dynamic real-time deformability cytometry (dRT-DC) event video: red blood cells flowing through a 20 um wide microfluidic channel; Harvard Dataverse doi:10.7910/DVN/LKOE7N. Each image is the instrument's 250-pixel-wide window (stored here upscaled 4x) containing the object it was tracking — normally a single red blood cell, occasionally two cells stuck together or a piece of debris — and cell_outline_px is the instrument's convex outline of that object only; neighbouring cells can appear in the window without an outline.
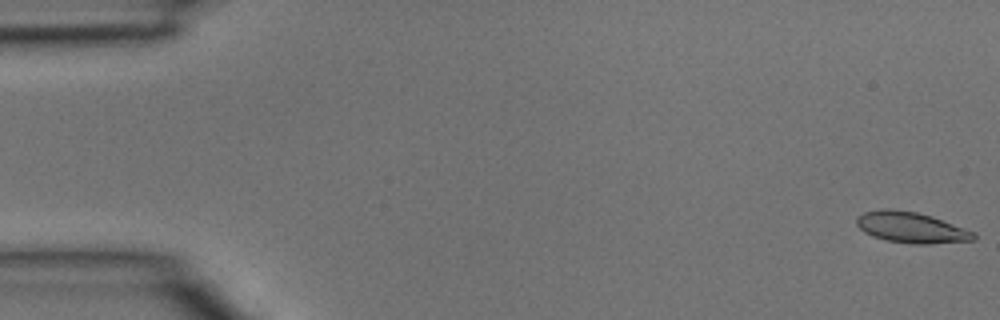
{"species": "common noctule bat (a hibernating species)", "species_latin": "Nyctalus noctula", "temperature_condition": "room temperature", "stored_images_in_passage": 6, "camera_frame_rate_fps": 3000, "um_per_image_px": 0.085, "animal": {"sex": "male", "body_mass_g": 15.6}, "frame": {"image": 1, "passage_image": 1, "time_ms": 0.0, "image_size_px": [1000, 320], "cell_outline_px": [[976, 240], [928, 244], [916, 244], [888, 240], [872, 236], [864, 232], [856, 224], [856, 216], [864, 212], [884, 208], [888, 208], [916, 212], [932, 216], [976, 232]], "centroid_in_image_um": [77.46, 19.33], "position_along_channel_um": 7.5, "area_um2": 21.1}}
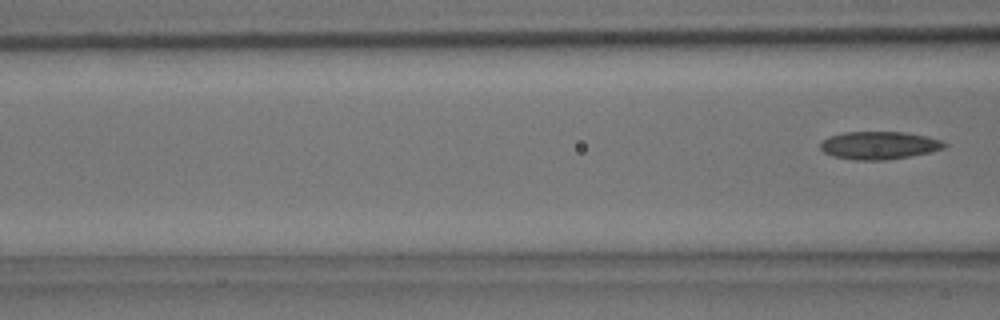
{"frame": {"image": 2, "passage_image": 6, "time_ms": 1.667, "image_size_px": [1000, 320], "cell_outline_px": [[948, 144], [944, 148], [928, 152], [908, 156], [884, 160], [856, 160], [832, 156], [824, 152], [820, 148], [820, 144], [828, 136], [844, 132], [904, 132], [928, 136], [940, 140]], "centroid_in_image_um": [74.7, 12.35], "position_along_channel_um": 91.9, "area_um2": 20.0}}